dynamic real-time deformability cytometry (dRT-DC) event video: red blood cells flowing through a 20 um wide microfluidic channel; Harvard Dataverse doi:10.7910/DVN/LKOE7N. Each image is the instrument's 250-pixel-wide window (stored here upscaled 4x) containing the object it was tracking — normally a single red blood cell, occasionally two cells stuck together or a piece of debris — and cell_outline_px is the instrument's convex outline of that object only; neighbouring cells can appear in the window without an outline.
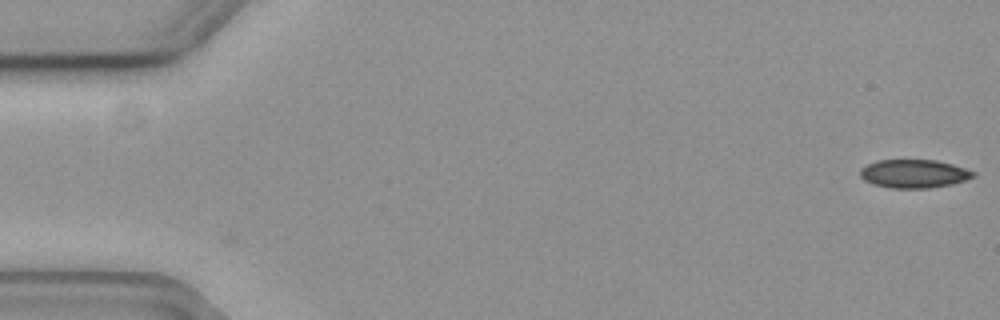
{"species": "common noctule bat (a hibernating species)", "species_latin": "Nyctalus noctula", "temperature_condition": "cold", "stored_images_in_passage": 4, "camera_frame_rate_fps": 3000, "um_per_image_px": 0.085, "animal": {"sex": "female", "body_mass_g": 19.3, "forearm_length_mm": 54.1}, "frame": {"image": 1, "passage_image": 4, "time_ms": 1.0, "image_size_px": [1000, 320], "cell_outline_px": [[976, 176], [952, 184], [928, 188], [892, 188], [872, 184], [864, 180], [860, 176], [860, 168], [876, 160], [936, 160], [952, 164], [976, 172]], "centroid_in_image_um": [77.67, 14.76], "position_along_channel_um": 7.3, "area_um2": 18.73}}